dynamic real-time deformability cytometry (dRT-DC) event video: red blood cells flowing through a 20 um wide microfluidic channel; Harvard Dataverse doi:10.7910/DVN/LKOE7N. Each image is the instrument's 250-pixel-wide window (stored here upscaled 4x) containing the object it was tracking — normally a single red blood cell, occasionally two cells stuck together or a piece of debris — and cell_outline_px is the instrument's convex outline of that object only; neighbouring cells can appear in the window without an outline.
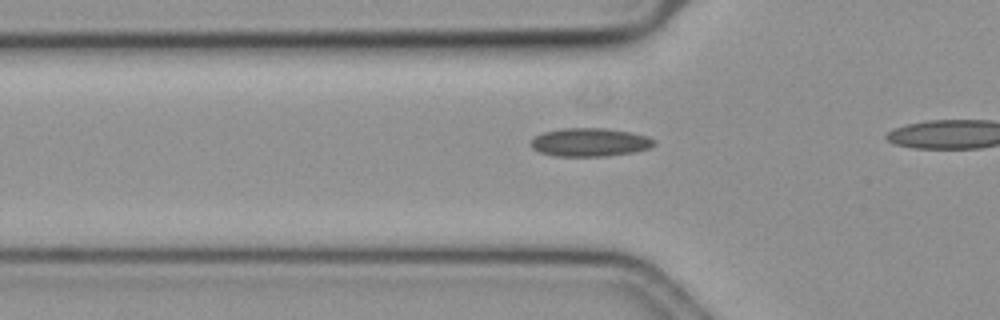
{"species": "common noctule bat (a hibernating species)", "species_latin": "Nyctalus noctula", "temperature_condition": "cold", "stored_images_in_passage": 28, "camera_frame_rate_fps": 3000, "um_per_image_px": 0.085, "animal": {"sex": "female", "body_mass_g": 19.3, "forearm_length_mm": 54.1}, "frame": {"image": 1, "passage_image": 15, "time_ms": 4.667, "image_size_px": [1000, 320], "cell_outline_px": [[656, 144], [648, 148], [632, 152], [604, 156], [556, 156], [540, 152], [532, 148], [532, 140], [536, 136], [544, 132], [560, 128], [608, 128], [648, 136], [656, 140]], "centroid_in_image_um": [50.15, 12.08], "position_along_channel_um": 75.6, "area_um2": 20.23}}
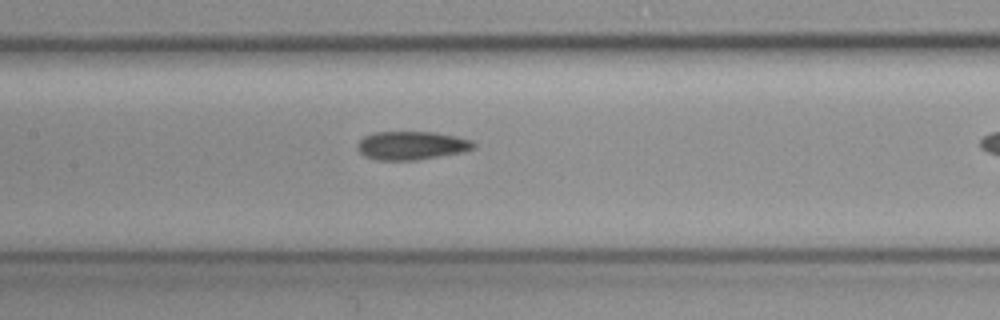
{"frame": {"image": 2, "passage_image": 23, "time_ms": 7.333, "image_size_px": [1000, 320], "cell_outline_px": [[476, 148], [460, 152], [416, 160], [376, 160], [364, 156], [356, 148], [356, 144], [364, 136], [372, 132], [436, 132], [456, 136], [472, 140], [476, 144]], "centroid_in_image_um": [34.96, 12.36], "position_along_channel_um": 172.4, "area_um2": 19.36}}
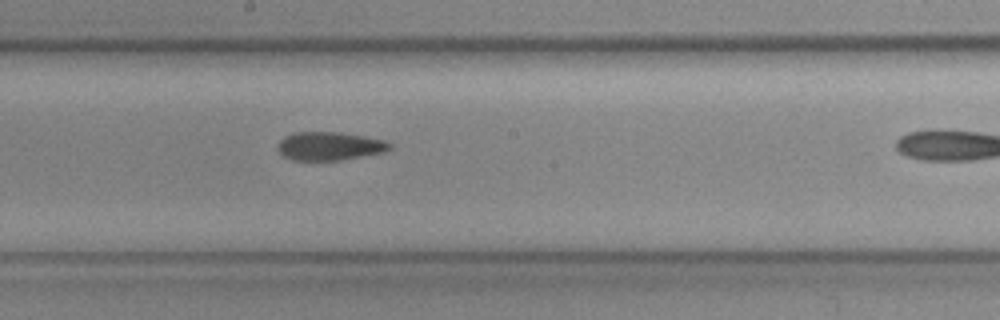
{"frame": {"image": 3, "passage_image": 27, "time_ms": 8.667, "image_size_px": [1000, 320], "cell_outline_px": [[392, 148], [384, 152], [340, 160], [292, 160], [284, 156], [280, 152], [280, 140], [284, 136], [292, 132], [340, 132], [364, 136], [384, 140], [392, 144]], "centroid_in_image_um": [28.04, 12.41], "position_along_channel_um": 220.2, "area_um2": 18.44}}